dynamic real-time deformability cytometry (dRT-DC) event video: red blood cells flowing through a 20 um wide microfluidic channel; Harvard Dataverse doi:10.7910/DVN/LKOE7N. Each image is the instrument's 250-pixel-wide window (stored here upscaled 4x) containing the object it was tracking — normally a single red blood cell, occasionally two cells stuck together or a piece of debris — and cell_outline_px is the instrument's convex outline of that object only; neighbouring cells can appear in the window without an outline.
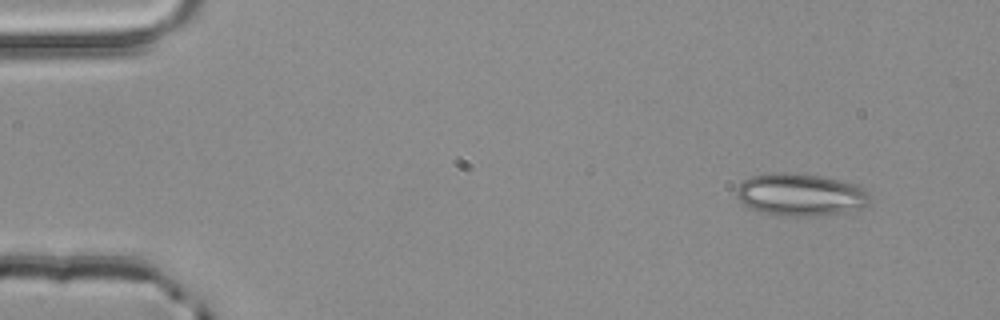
{"species": "common noctule bat (a hibernating species)", "species_latin": "Nyctalus noctula", "temperature_condition": "room temperature", "stored_images_in_passage": 2, "camera_frame_rate_fps": 3000, "um_per_image_px": 0.085, "animal": {"sex": "male", "body_mass_g": 20.4}, "frame": {"image": 1, "passage_image": 1, "time_ms": 0.0, "image_size_px": [1000, 320], "cell_outline_px": [[868, 204], [860, 208], [844, 212], [816, 216], [772, 216], [760, 212], [744, 204], [736, 196], [736, 188], [744, 180], [752, 176], [776, 172], [788, 172], [820, 176], [856, 184], [864, 188], [868, 192]], "centroid_in_image_um": [68.01, 16.56], "position_along_channel_um": 17.0, "area_um2": 33.0}}